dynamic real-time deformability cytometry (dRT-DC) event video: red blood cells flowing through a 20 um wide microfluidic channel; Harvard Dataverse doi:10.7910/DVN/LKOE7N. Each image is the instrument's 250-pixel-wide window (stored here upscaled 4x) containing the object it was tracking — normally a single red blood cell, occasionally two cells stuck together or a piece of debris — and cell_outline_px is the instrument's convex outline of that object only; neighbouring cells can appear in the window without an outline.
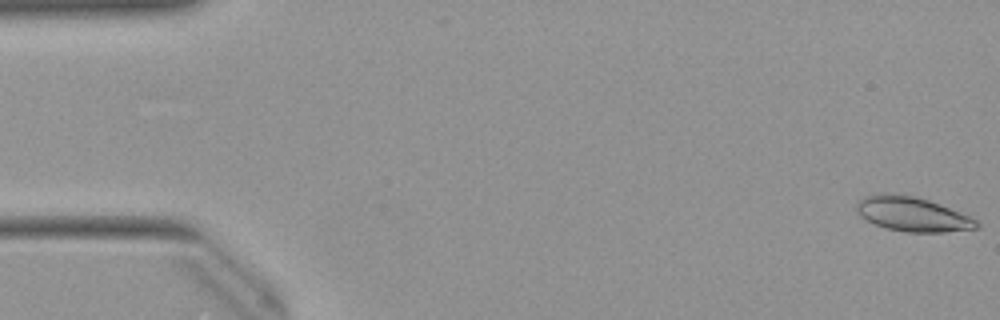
{"species": "Egyptian fruit bat (a non-hibernating species)", "species_latin": "Rousettus aegyptiacus", "temperature_condition": "warm", "stored_images_in_passage": 51, "camera_frame_rate_fps": 3000, "um_per_image_px": 0.085, "animal": {"sex": "female"}, "frame": {"image": 1, "passage_image": 1, "time_ms": 0.0, "image_size_px": [1000, 320], "cell_outline_px": [[980, 228], [944, 232], [904, 232], [884, 228], [860, 216], [856, 212], [856, 204], [864, 196], [880, 192], [916, 196], [928, 200], [968, 216], [976, 220], [980, 224]], "centroid_in_image_um": [77.51, 18.2], "position_along_channel_um": 7.5, "area_um2": 24.04}}
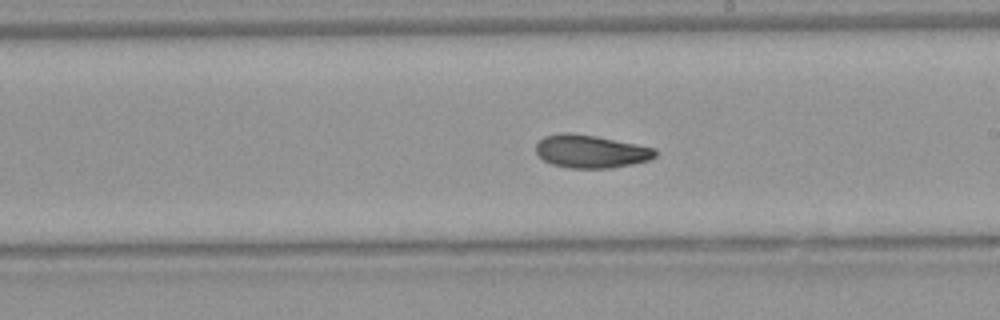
{"frame": {"image": 2, "passage_image": 29, "time_ms": 9.333, "image_size_px": [1000, 320], "cell_outline_px": [[656, 156], [648, 160], [632, 164], [612, 168], [568, 168], [552, 164], [544, 160], [536, 152], [536, 144], [544, 136], [560, 132], [572, 132], [596, 136], [656, 148]], "centroid_in_image_um": [50.2, 12.86], "position_along_channel_um": 238.8, "area_um2": 23.0}}
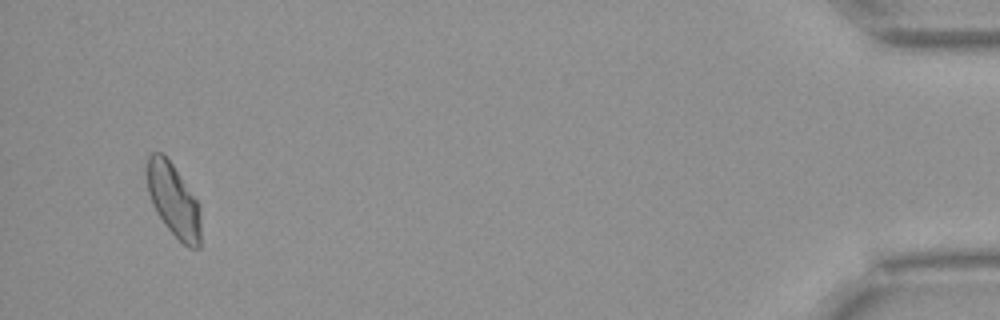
{"frame": {"image": 3, "passage_image": 49, "time_ms": 16.0, "image_size_px": [1000, 320], "cell_outline_px": [[200, 248], [188, 248], [164, 224], [156, 212], [152, 204], [148, 192], [144, 172], [144, 164], [148, 156], [152, 152], [160, 152], [172, 164], [200, 204]], "centroid_in_image_um": [14.71, 16.98], "position_along_channel_um": 420.5, "area_um2": 23.24}, "authors_computed_cell_mechanics": {"area_um2": 23.1778, "velocity_mm_per_s": 3.9735, "shape_relaxation_time_tau1_ms": 9.4852, "shape_relaxation_time_tau2_ms": 3.5585, "deformation_change_tau1": 0.2047, "deformation_change_tau2": 0.0955}}